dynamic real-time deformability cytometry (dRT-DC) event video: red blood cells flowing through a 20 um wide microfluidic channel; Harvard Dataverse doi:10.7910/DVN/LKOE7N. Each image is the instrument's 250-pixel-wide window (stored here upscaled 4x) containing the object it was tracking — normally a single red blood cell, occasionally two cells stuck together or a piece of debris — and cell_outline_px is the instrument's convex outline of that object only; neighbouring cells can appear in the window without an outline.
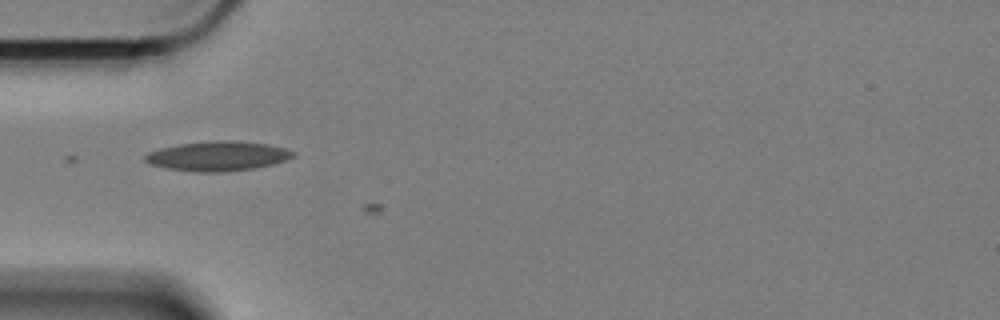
{"species": "Egyptian fruit bat (a non-hibernating species)", "species_latin": "Rousettus aegyptiacus", "temperature_condition": "cold", "stored_images_in_passage": 17, "camera_frame_rate_fps": 3000, "um_per_image_px": 0.085, "animal": {"sex": "female"}, "frame": {"image": 1, "passage_image": 16, "time_ms": 5.0, "image_size_px": [1000, 320], "cell_outline_px": [[296, 156], [272, 164], [256, 168], [224, 172], [192, 172], [168, 168], [148, 164], [144, 160], [144, 156], [148, 152], [160, 148], [180, 144], [212, 140], [232, 140], [268, 144], [284, 148], [296, 152]], "centroid_in_image_um": [18.5, 13.27], "position_along_channel_um": 66.5, "area_um2": 25.72}}